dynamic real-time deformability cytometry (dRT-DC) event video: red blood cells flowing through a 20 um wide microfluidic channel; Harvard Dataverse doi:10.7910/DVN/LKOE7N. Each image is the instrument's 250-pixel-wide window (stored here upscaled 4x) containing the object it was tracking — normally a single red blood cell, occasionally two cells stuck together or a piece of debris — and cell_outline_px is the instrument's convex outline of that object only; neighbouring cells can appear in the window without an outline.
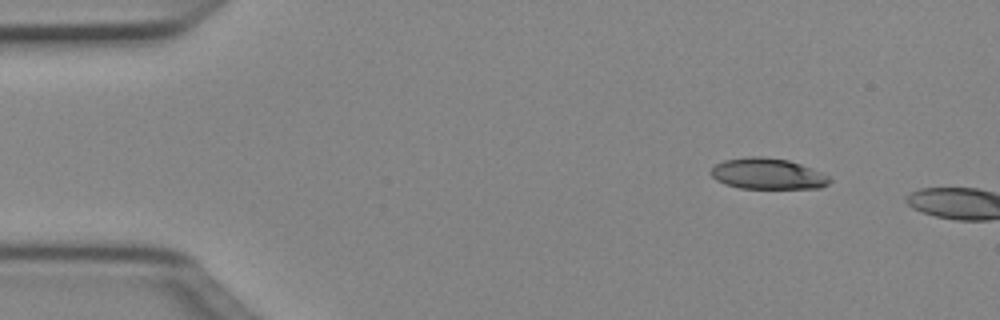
{"species": "Egyptian fruit bat (a non-hibernating species)", "species_latin": "Rousettus aegyptiacus", "temperature_condition": "cold", "stored_images_in_passage": 4, "camera_frame_rate_fps": 3000, "um_per_image_px": 0.085, "animal": {"sex": "female"}, "frame": {"image": 1, "passage_image": 1, "time_ms": 0.0, "image_size_px": [1000, 320], "cell_outline_px": [[832, 180], [828, 184], [820, 188], [740, 188], [724, 184], [716, 180], [708, 172], [716, 164], [724, 160], [752, 156], [764, 156], [788, 160], [800, 164], [820, 172], [828, 176]], "centroid_in_image_um": [65.22, 14.77], "position_along_channel_um": 19.8, "area_um2": 21.39}}